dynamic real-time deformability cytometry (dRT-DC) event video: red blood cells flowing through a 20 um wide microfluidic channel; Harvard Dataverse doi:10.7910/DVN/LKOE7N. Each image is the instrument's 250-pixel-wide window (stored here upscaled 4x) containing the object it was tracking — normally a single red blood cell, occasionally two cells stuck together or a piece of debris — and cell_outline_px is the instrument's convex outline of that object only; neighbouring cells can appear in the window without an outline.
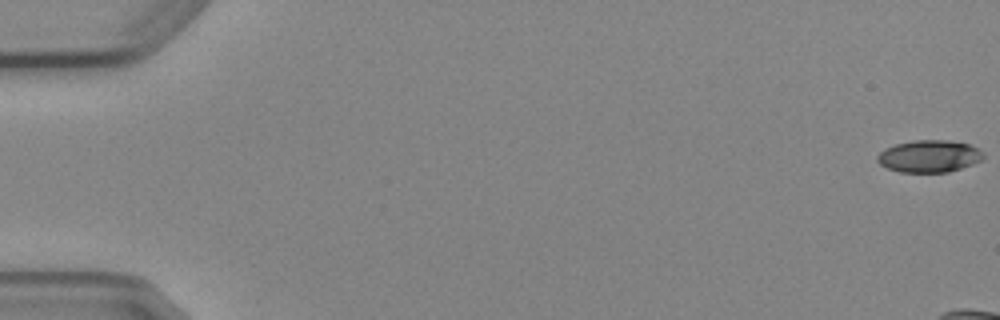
{"species": "Egyptian fruit bat (a non-hibernating species)", "species_latin": "Rousettus aegyptiacus", "temperature_condition": "cold", "stored_images_in_passage": 9, "camera_frame_rate_fps": 3000, "um_per_image_px": 0.085, "animal": {"sex": "female"}, "frame": {"image": 1, "passage_image": 1, "time_ms": 0.0, "image_size_px": [1000, 320], "cell_outline_px": [[984, 156], [980, 160], [972, 164], [948, 172], [900, 172], [888, 168], [880, 164], [876, 160], [876, 156], [884, 148], [896, 144], [912, 140], [948, 140], [968, 144], [984, 152]], "centroid_in_image_um": [78.95, 13.27], "position_along_channel_um": 6.1, "area_um2": 19.83}}
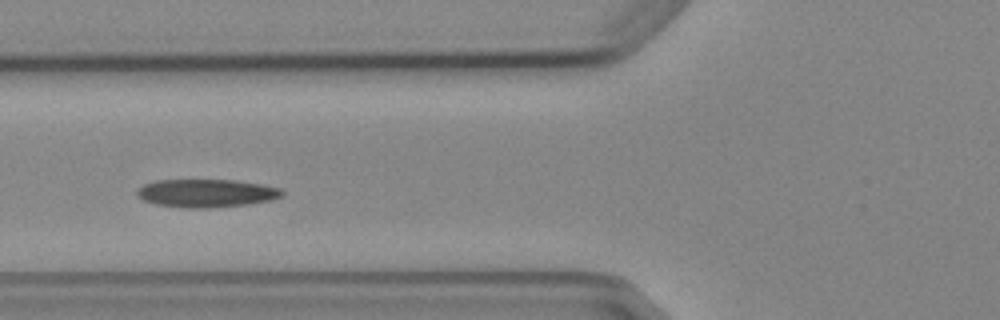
{"frame": {"image": 2, "passage_image": 8, "time_ms": 8.333, "image_size_px": [1000, 320], "cell_outline_px": [[284, 196], [272, 200], [248, 204], [212, 208], [188, 208], [156, 204], [144, 200], [136, 196], [136, 192], [144, 184], [156, 180], [236, 180], [260, 184], [280, 188], [284, 192]], "centroid_in_image_um": [17.57, 16.42], "position_along_channel_um": 108.2, "area_um2": 23.81}}
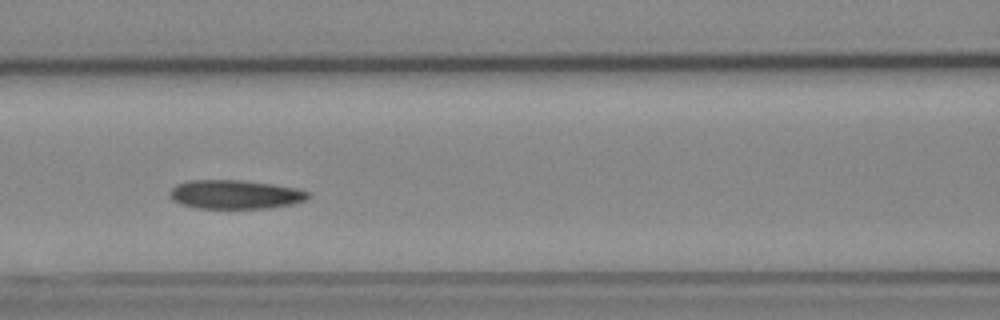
{"frame": {"image": 3, "passage_image": 9, "time_ms": 9.333, "image_size_px": [1000, 320], "cell_outline_px": [[308, 200], [292, 204], [268, 208], [196, 208], [180, 204], [172, 200], [168, 196], [168, 192], [176, 184], [188, 180], [240, 180], [272, 184], [296, 188], [308, 192]], "centroid_in_image_um": [19.94, 16.53], "position_along_channel_um": 146.7, "area_um2": 23.41}}